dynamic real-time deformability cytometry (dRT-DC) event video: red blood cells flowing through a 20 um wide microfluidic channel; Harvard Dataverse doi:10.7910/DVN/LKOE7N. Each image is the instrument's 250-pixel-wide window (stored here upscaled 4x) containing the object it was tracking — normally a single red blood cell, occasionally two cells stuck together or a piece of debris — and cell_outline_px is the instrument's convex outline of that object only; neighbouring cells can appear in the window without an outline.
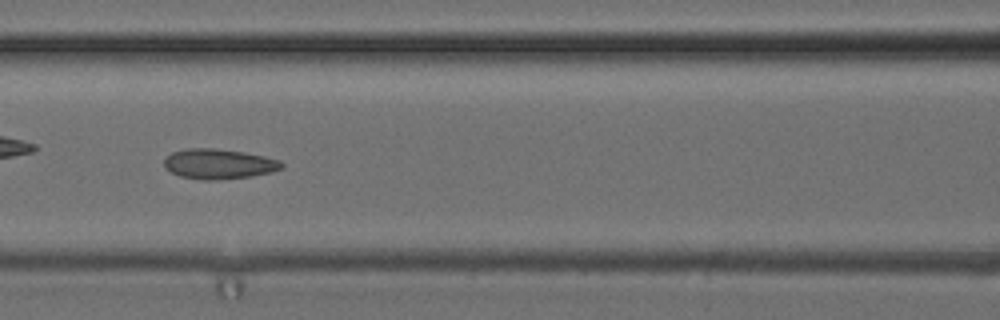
{"species": "common noctule bat (a hibernating species)", "species_latin": "Nyctalus noctula", "temperature_condition": "cold", "stored_images_in_passage": 51, "camera_frame_rate_fps": 3000, "um_per_image_px": 0.085, "animal": {"sex": "female", "body_mass_g": 24.6, "forearm_length_mm": 56.2}, "frame": {"image": 1, "passage_image": 22, "time_ms": 7.0, "image_size_px": [1000, 320], "cell_outline_px": [[284, 168], [272, 172], [252, 176], [216, 180], [204, 180], [180, 176], [164, 168], [164, 160], [172, 152], [184, 148], [212, 148], [244, 152], [264, 156], [280, 160], [284, 164]], "centroid_in_image_um": [18.61, 13.93], "position_along_channel_um": 148.0, "area_um2": 20.69}, "authors_computed_cell_mechanics": {"area_um2": 20.6924, "velocity_mm_per_s": 3.942, "shape_relaxation_time_tau1_ms": null, "shape_relaxation_time_tau2_ms": 2.521, "deformation_change_tau1": null, "deformation_change_tau2": 0.0946}}